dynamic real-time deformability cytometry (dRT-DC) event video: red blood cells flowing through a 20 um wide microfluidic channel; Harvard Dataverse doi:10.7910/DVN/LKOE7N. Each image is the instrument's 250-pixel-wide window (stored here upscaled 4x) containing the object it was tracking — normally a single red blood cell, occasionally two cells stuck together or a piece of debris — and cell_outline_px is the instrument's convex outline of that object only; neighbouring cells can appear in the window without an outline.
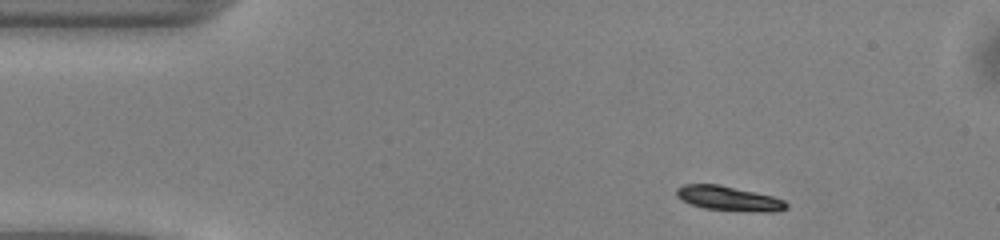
{"species": "common noctule bat (a hibernating species)", "species_latin": "Nyctalus noctula", "temperature_condition": "warm", "stored_images_in_passage": 44, "camera_frame_rate_fps": 3000, "um_per_image_px": 0.085, "animal": {"sex": "male", "body_mass_g": 13.0, "forearm_length_mm": 53.1}, "frame": {"image": 1, "passage_image": 1, "time_ms": 0.0, "image_size_px": [1000, 240], "cell_outline_px": [[788, 208], [772, 212], [760, 212], [704, 208], [692, 204], [676, 196], [676, 188], [684, 184], [720, 184], [772, 196], [784, 200], [788, 204]], "centroid_in_image_um": [61.96, 16.86], "position_along_channel_um": 23.0, "area_um2": 15.61}}
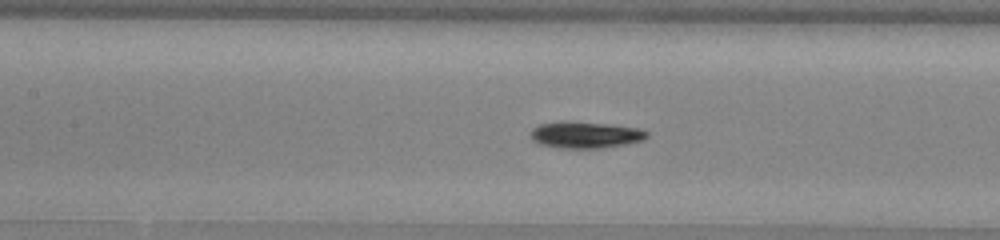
{"frame": {"image": 2, "passage_image": 16, "time_ms": 5.0, "image_size_px": [1000, 240], "cell_outline_px": [[648, 136], [644, 140], [628, 144], [604, 148], [560, 148], [540, 144], [532, 140], [528, 132], [532, 128], [540, 124], [564, 120], [608, 124], [644, 128], [648, 132]], "centroid_in_image_um": [49.77, 11.45], "position_along_channel_um": 157.6, "area_um2": 18.5}}
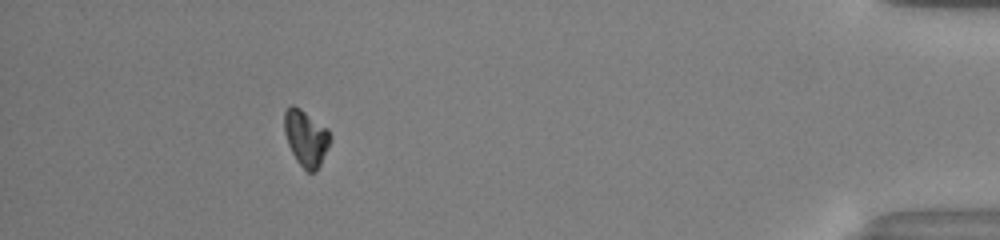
{"frame": {"image": 3, "passage_image": 39, "time_ms": 12.667, "image_size_px": [1000, 240], "cell_outline_px": [[332, 140], [316, 172], [308, 172], [296, 160], [288, 144], [284, 132], [284, 112], [292, 104], [300, 108], [328, 128]], "centroid_in_image_um": [26.02, 11.72], "position_along_channel_um": 409.2, "area_um2": 15.03}, "authors_computed_cell_mechanics": {"area_um2": 16.2996, "velocity_mm_per_s": 4.1019, "shape_relaxation_time_tau1_ms": 2.1554, "shape_relaxation_time_tau2_ms": null, "deformation_change_tau1": 0.1134, "deformation_change_tau2": null}}